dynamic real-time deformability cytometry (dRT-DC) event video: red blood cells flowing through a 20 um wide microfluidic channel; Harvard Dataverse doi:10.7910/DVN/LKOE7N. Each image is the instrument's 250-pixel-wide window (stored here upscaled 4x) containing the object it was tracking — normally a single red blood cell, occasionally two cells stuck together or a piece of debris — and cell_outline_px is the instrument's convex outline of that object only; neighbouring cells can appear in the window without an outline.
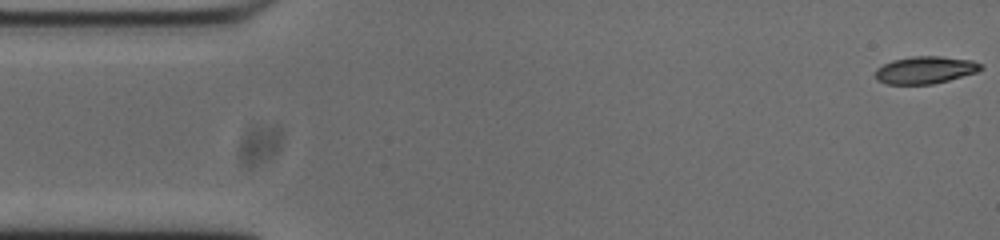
{"species": "common noctule bat (a hibernating species)", "species_latin": "Nyctalus noctula", "temperature_condition": "cold", "stored_images_in_passage": 54, "camera_frame_rate_fps": 3000, "um_per_image_px": 0.085, "animal": {"sex": "male", "body_mass_g": 20.0, "forearm_length_mm": 53.3}, "frame": {"image": 1, "passage_image": 1, "time_ms": 0.0, "image_size_px": [1000, 240], "cell_outline_px": [[984, 68], [976, 72], [948, 80], [932, 84], [888, 84], [876, 80], [876, 68], [892, 60], [912, 56], [940, 56], [972, 60], [984, 64]], "centroid_in_image_um": [78.66, 5.94], "position_along_channel_um": 6.3, "area_um2": 16.82}}
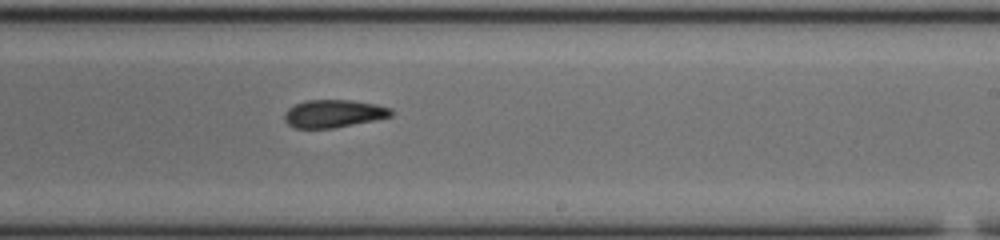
{"frame": {"image": 2, "passage_image": 31, "time_ms": 10.0, "image_size_px": [1000, 240], "cell_outline_px": [[396, 112], [392, 116], [376, 120], [336, 128], [296, 128], [288, 124], [284, 120], [284, 112], [288, 108], [304, 100], [352, 100], [376, 104], [392, 108]], "centroid_in_image_um": [28.4, 9.65], "position_along_channel_um": 260.6, "area_um2": 17.57}}
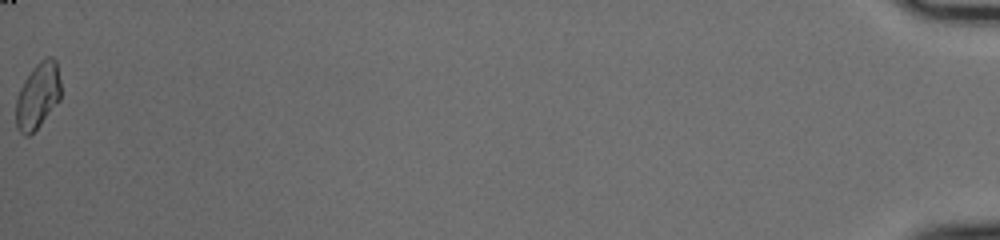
{"frame": {"image": 3, "passage_image": 54, "time_ms": 17.667, "image_size_px": [1000, 240], "cell_outline_px": [[60, 100], [40, 124], [28, 136], [24, 136], [16, 128], [16, 100], [20, 88], [24, 80], [32, 68], [44, 56], [52, 56], [56, 60], [60, 80]], "centroid_in_image_um": [3.21, 8.1], "position_along_channel_um": 432.0, "area_um2": 17.28}, "authors_computed_cell_mechanics": {"area_um2": 17.4267, "velocity_mm_per_s": 3.7318, "shape_relaxation_time_tau1_ms": 8.1891, "shape_relaxation_time_tau2_ms": null, "deformation_change_tau1": 0.198, "deformation_change_tau2": null}}